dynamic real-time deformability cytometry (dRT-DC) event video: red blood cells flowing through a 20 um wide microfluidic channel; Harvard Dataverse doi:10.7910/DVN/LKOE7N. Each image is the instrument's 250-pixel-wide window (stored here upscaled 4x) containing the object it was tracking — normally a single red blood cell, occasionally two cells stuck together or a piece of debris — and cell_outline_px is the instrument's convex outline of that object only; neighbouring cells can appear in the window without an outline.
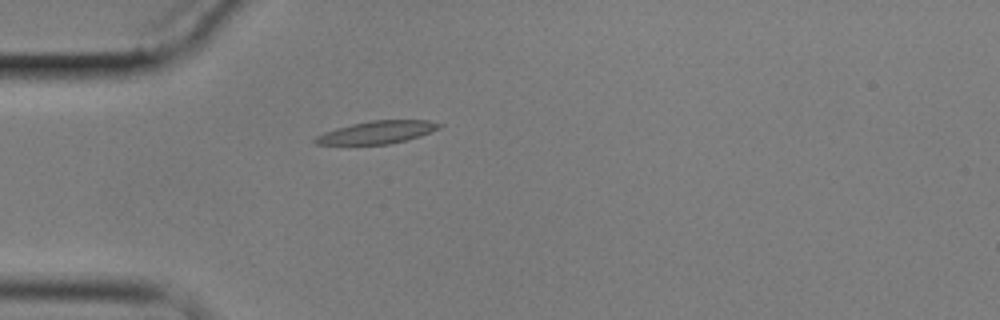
{"species": "common noctule bat (a hibernating species)", "species_latin": "Nyctalus noctula", "temperature_condition": "cold", "stored_images_in_passage": 3, "camera_frame_rate_fps": 3000, "um_per_image_px": 0.085, "animal": {"sex": "male", "body_mass_g": 17.9}, "frame": {"image": 1, "passage_image": 3, "time_ms": 2.333, "image_size_px": [1000, 320], "cell_outline_px": [[444, 124], [440, 128], [420, 136], [388, 144], [316, 144], [312, 140], [316, 136], [324, 132], [336, 128], [352, 124], [372, 120], [428, 120]], "centroid_in_image_um": [32.06, 11.23], "position_along_channel_um": 52.9, "area_um2": 16.24}}